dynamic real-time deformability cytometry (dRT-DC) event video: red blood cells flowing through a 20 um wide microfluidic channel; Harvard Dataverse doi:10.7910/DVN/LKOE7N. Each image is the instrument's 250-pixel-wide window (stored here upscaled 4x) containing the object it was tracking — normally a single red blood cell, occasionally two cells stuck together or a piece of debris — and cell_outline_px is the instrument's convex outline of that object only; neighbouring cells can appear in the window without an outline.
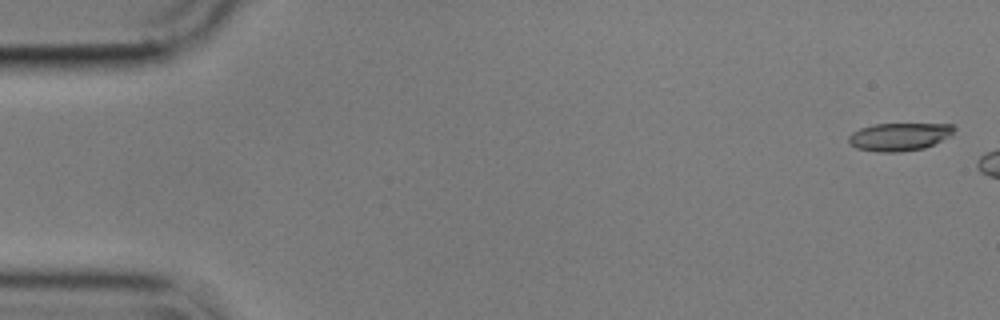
{"species": "common noctule bat (a hibernating species)", "species_latin": "Nyctalus noctula", "temperature_condition": "cold", "stored_images_in_passage": 11, "camera_frame_rate_fps": 3000, "um_per_image_px": 0.085, "animal": {"sex": "male", "body_mass_g": 17.9}, "frame": {"image": 1, "passage_image": 1, "time_ms": 0.0, "image_size_px": [1000, 320], "cell_outline_px": [[956, 128], [948, 136], [924, 148], [900, 152], [880, 152], [856, 148], [848, 140], [848, 136], [852, 132], [860, 128], [876, 124], [952, 124]], "centroid_in_image_um": [76.4, 11.62], "position_along_channel_um": 8.6, "area_um2": 16.88}}